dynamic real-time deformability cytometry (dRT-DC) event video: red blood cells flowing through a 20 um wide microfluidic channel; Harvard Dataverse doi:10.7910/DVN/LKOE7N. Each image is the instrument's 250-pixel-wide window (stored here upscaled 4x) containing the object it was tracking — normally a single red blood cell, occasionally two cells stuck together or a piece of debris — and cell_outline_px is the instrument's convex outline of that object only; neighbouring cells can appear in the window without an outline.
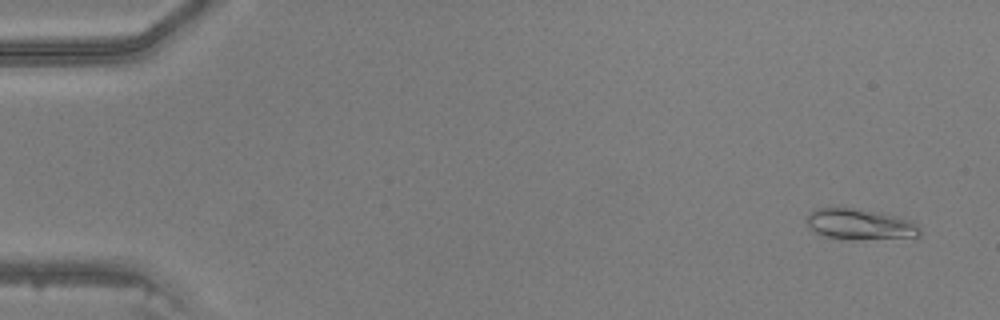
{"species": "common noctule bat (a hibernating species)", "species_latin": "Nyctalus noctula", "temperature_condition": "warm", "stored_images_in_passage": 47, "camera_frame_rate_fps": 3000, "um_per_image_px": 0.085, "animal": {"sex": "male", "body_mass_g": 20.5, "forearm_length_mm": 52.5}, "frame": {"image": 1, "passage_image": 3, "time_ms": 0.667, "image_size_px": [1000, 320], "cell_outline_px": [[920, 236], [860, 240], [840, 240], [824, 236], [816, 232], [808, 224], [808, 212], [812, 208], [840, 204], [880, 212], [912, 220], [920, 228]], "centroid_in_image_um": [73.03, 19.02], "position_along_channel_um": 12.0, "area_um2": 21.33}}
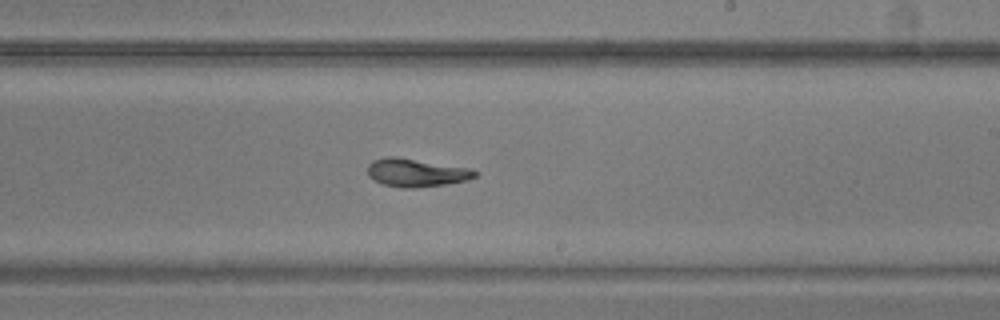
{"frame": {"image": 2, "passage_image": 29, "time_ms": 9.333, "image_size_px": [1000, 320], "cell_outline_px": [[480, 172], [476, 176], [468, 180], [444, 184], [416, 188], [400, 188], [384, 184], [368, 176], [368, 164], [372, 160], [384, 156], [396, 156], [472, 168]], "centroid_in_image_um": [35.4, 14.66], "position_along_channel_um": 253.6, "area_um2": 17.86}}
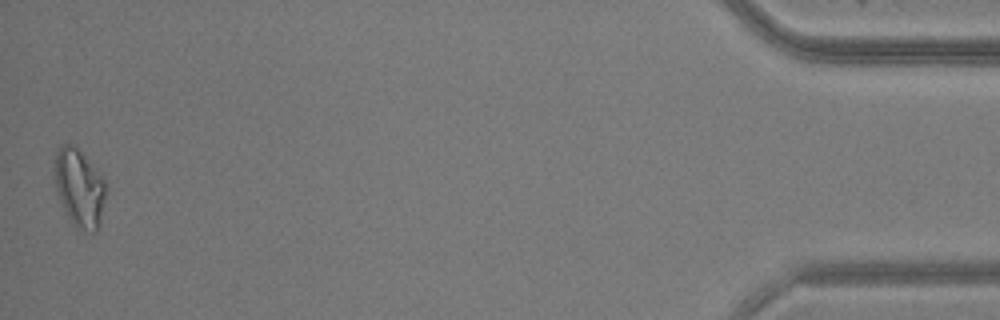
{"frame": {"image": 3, "passage_image": 47, "time_ms": 15.333, "image_size_px": [1000, 320], "cell_outline_px": [[104, 200], [100, 224], [96, 232], [92, 232], [76, 228], [72, 224], [56, 192], [52, 176], [52, 164], [56, 152], [60, 144], [72, 144], [100, 172], [104, 180]], "centroid_in_image_um": [6.68, 15.95], "position_along_channel_um": 428.5, "area_um2": 23.52}}